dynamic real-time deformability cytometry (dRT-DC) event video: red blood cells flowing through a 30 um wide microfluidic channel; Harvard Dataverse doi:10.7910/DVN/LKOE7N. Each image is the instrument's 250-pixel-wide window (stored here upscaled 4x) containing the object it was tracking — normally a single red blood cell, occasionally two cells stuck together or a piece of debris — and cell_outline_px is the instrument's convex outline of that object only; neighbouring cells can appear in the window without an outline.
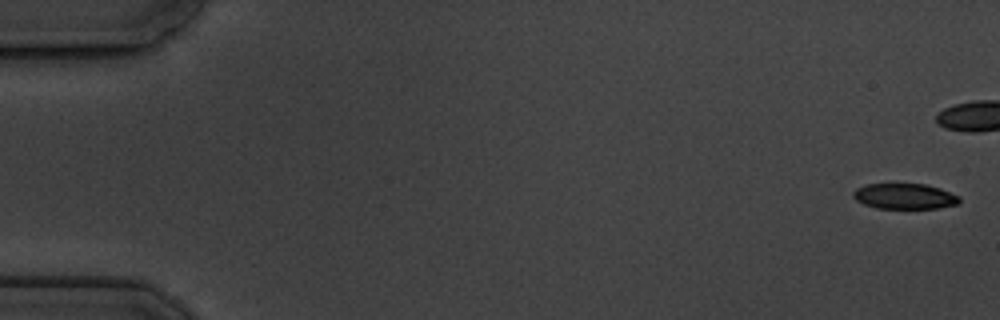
{"species": "common noctule bat (a hibernating species)", "species_latin": "Nyctalus noctula", "temperature_condition": "cold", "stored_images_in_passage": 8, "camera_frame_rate_fps": 3000, "um_per_image_px": 0.085, "animal": {"sex": "male", "body_mass_g": 19.5, "forearm_length_mm": 54.6}, "frame": {"image": 1, "passage_image": 1, "time_ms": 0.0, "image_size_px": [1000, 320], "cell_outline_px": [[960, 200], [956, 204], [940, 208], [876, 208], [864, 204], [856, 200], [852, 196], [852, 192], [856, 188], [868, 184], [924, 184], [940, 188], [960, 196]], "centroid_in_image_um": [76.88, 16.68], "position_along_channel_um": 8.1, "area_um2": 15.78}}